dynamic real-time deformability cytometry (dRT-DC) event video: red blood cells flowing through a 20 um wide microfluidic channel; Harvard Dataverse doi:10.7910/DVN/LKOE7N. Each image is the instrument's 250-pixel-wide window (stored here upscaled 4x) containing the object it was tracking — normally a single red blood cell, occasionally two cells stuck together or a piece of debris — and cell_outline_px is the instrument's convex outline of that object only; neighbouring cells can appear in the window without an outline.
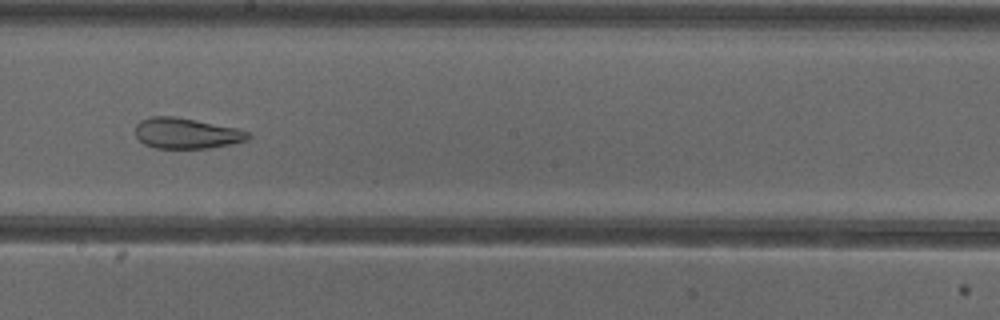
{"species": "common noctule bat (a hibernating species)", "species_latin": "Nyctalus noctula", "temperature_condition": "cold", "stored_images_in_passage": 51, "camera_frame_rate_fps": 3000, "um_per_image_px": 0.085, "animal": {"sex": "female"}, "frame": {"image": 1, "passage_image": 30, "time_ms": 9.667, "image_size_px": [1000, 320], "cell_outline_px": [[252, 136], [248, 140], [232, 144], [208, 148], [156, 148], [144, 144], [136, 136], [136, 124], [140, 120], [152, 116], [176, 116], [236, 128], [248, 132]], "centroid_in_image_um": [15.85, 11.33], "position_along_channel_um": 232.4, "area_um2": 20.17}}